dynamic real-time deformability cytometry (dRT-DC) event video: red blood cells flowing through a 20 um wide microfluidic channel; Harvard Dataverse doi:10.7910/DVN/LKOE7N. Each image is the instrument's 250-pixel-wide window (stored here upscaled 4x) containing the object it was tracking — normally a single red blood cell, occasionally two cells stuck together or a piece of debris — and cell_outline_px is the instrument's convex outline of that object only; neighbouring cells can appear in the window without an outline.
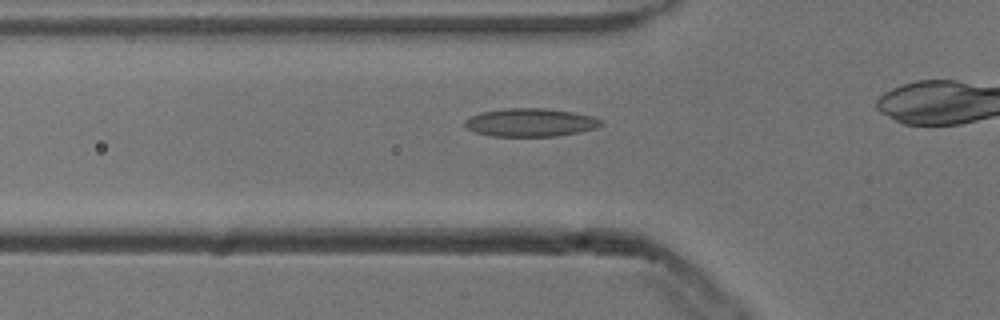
{"species": "common noctule bat (a hibernating species)", "species_latin": "Nyctalus noctula", "temperature_condition": "cold", "stored_images_in_passage": 31, "camera_frame_rate_fps": 3000, "um_per_image_px": 0.085, "animal": {"sex": "male", "body_mass_g": 13.3}, "frame": {"image": 1, "passage_image": 7, "time_ms": 2.0, "image_size_px": [1000, 320], "cell_outline_px": [[604, 124], [596, 128], [580, 132], [556, 136], [492, 136], [476, 132], [464, 128], [464, 120], [480, 112], [504, 108], [544, 108], [572, 112], [592, 116], [604, 120]], "centroid_in_image_um": [45.09, 10.41], "position_along_channel_um": 80.7, "area_um2": 22.54}}
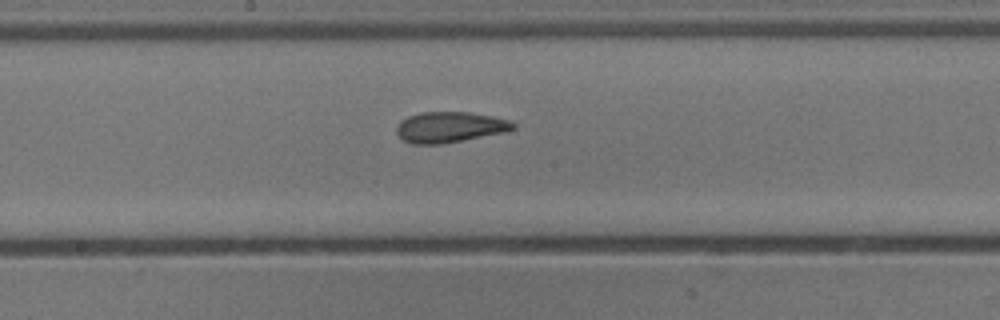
{"frame": {"image": 2, "passage_image": 17, "time_ms": 5.333, "image_size_px": [1000, 320], "cell_outline_px": [[516, 128], [504, 132], [440, 144], [412, 144], [404, 140], [396, 132], [396, 128], [400, 120], [408, 116], [420, 112], [468, 112], [492, 116], [512, 120], [516, 124]], "centroid_in_image_um": [38.23, 10.79], "position_along_channel_um": 210.0, "area_um2": 20.81}}
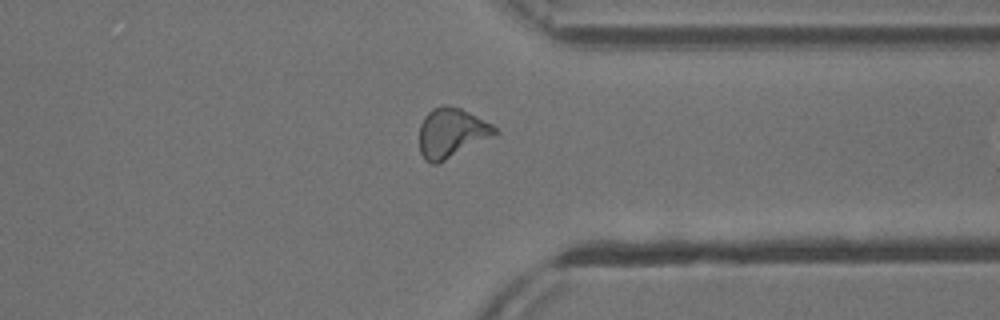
{"frame": {"image": 3, "passage_image": 30, "time_ms": 9.667, "image_size_px": [1000, 320], "cell_outline_px": [[500, 132], [496, 136], [436, 164], [432, 164], [424, 160], [420, 152], [420, 124], [424, 116], [432, 108], [444, 104], [460, 108], [492, 124]], "centroid_in_image_um": [38.39, 11.29], "position_along_channel_um": 373.0, "area_um2": 21.91}}